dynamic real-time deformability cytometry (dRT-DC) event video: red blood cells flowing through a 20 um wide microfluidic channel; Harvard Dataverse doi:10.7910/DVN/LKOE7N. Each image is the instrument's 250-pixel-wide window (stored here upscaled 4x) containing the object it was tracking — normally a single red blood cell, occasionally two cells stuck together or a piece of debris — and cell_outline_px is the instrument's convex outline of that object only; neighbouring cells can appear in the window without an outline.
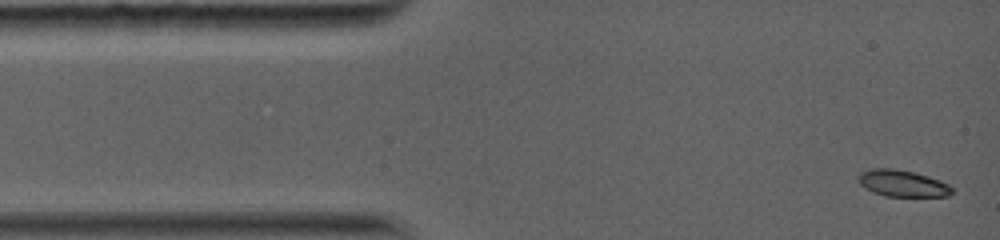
{"species": "common noctule bat (a hibernating species)", "species_latin": "Nyctalus noctula", "temperature_condition": "warm", "stored_images_in_passage": 27, "camera_frame_rate_fps": 5000, "um_per_image_px": 0.085, "animal": {"sex": "female", "body_mass_g": 19.0, "forearm_length_mm": 56.7}, "frame": {"image": 1, "passage_image": 1, "time_ms": 0.0, "image_size_px": [1000, 240], "cell_outline_px": [[952, 192], [948, 196], [884, 196], [872, 192], [864, 188], [856, 180], [860, 172], [872, 168], [896, 168], [928, 176], [940, 180], [948, 184], [952, 188]], "centroid_in_image_um": [76.65, 15.58], "position_along_channel_um": 8.3, "area_um2": 14.62}}
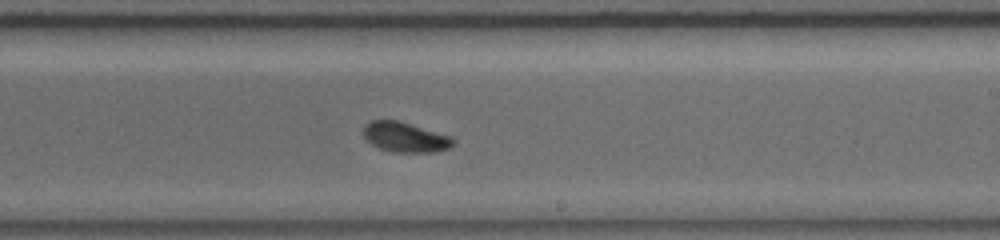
{"frame": {"image": 2, "passage_image": 16, "time_ms": 7.8, "image_size_px": [1000, 240], "cell_outline_px": [[456, 144], [452, 148], [432, 152], [392, 152], [380, 148], [372, 144], [364, 136], [364, 128], [372, 120], [396, 120], [452, 136], [456, 140]], "centroid_in_image_um": [34.52, 11.67], "position_along_channel_um": 254.5, "area_um2": 15.61}}
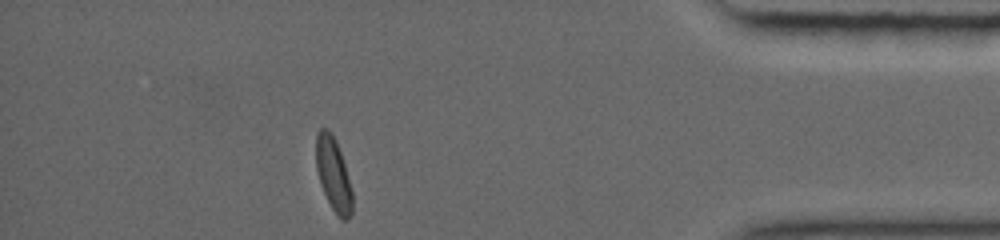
{"frame": {"image": 3, "passage_image": 27, "time_ms": 12.6, "image_size_px": [1000, 240], "cell_outline_px": [[352, 212], [348, 220], [344, 220], [332, 208], [324, 192], [316, 168], [316, 136], [320, 128], [324, 128], [332, 136], [340, 152], [344, 164], [352, 192]], "centroid_in_image_um": [28.33, 14.84], "position_along_channel_um": 406.9, "area_um2": 14.8}, "authors_computed_cell_mechanics": {"area_um2": 15.3748, "velocity_mm_per_s": 4.0871, "shape_relaxation_time_tau1_ms": 2.5883, "shape_relaxation_time_tau2_ms": null, "deformation_change_tau1": 0.1215, "deformation_change_tau2": null}}